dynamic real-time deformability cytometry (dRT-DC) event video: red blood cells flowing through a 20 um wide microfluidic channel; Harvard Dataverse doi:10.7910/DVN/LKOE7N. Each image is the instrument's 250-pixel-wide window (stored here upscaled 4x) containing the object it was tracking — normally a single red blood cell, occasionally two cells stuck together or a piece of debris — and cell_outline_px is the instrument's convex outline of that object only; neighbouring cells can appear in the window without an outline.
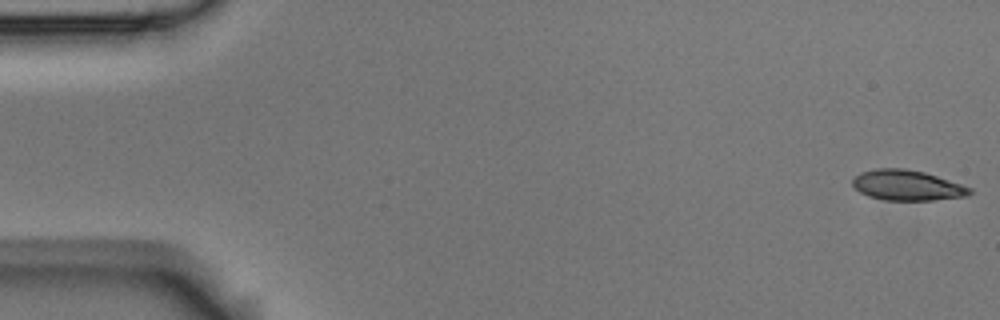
{"species": "Egyptian fruit bat (a non-hibernating species)", "species_latin": "Rousettus aegyptiacus", "temperature_condition": "room temperature", "stored_images_in_passage": 9, "camera_frame_rate_fps": 3000, "um_per_image_px": 0.085, "animal": {"sex": "male"}, "frame": {"image": 1, "passage_image": 1, "time_ms": 0.0, "image_size_px": [1000, 320], "cell_outline_px": [[972, 192], [968, 196], [932, 200], [884, 200], [868, 196], [860, 192], [852, 184], [852, 180], [860, 172], [876, 168], [904, 168], [924, 172], [972, 188]], "centroid_in_image_um": [77.09, 15.75], "position_along_channel_um": 7.9, "area_um2": 20.63}}
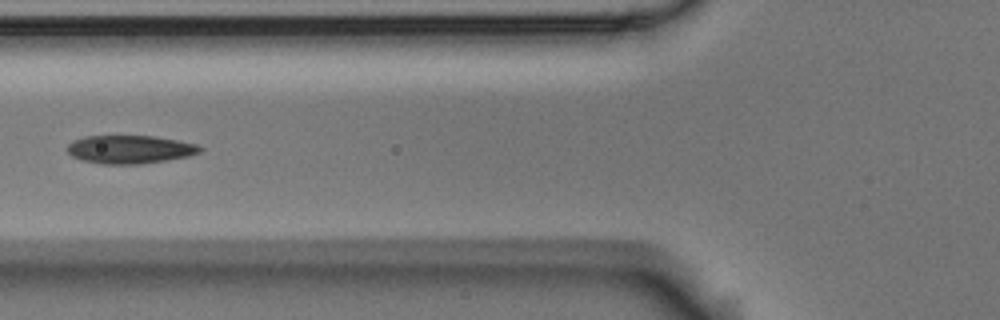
{"frame": {"image": 2, "passage_image": 6, "time_ms": 1.667, "image_size_px": [1000, 320], "cell_outline_px": [[204, 148], [200, 152], [188, 156], [140, 164], [100, 164], [80, 160], [72, 156], [64, 148], [72, 140], [84, 136], [156, 136], [196, 144]], "centroid_in_image_um": [10.98, 12.7], "position_along_channel_um": 114.8, "area_um2": 21.96}}
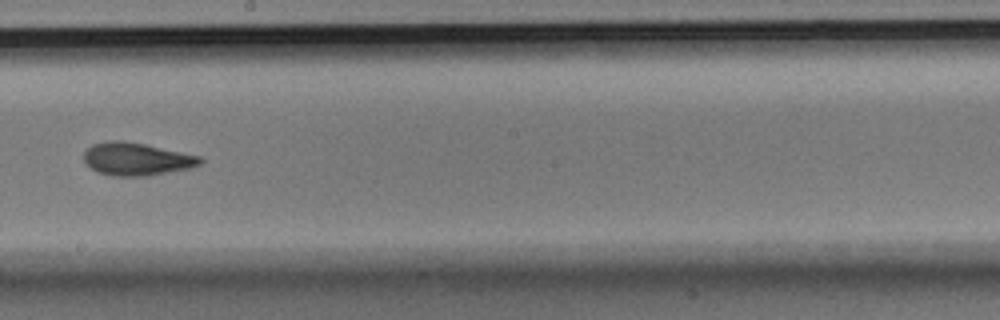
{"frame": {"image": 3, "passage_image": 9, "time_ms": 2.667, "image_size_px": [1000, 320], "cell_outline_px": [[204, 160], [200, 164], [192, 168], [148, 176], [112, 176], [96, 172], [84, 160], [84, 152], [92, 144], [108, 140], [120, 140], [144, 144], [200, 156]], "centroid_in_image_um": [11.61, 13.52], "position_along_channel_um": 236.6, "area_um2": 22.25}}